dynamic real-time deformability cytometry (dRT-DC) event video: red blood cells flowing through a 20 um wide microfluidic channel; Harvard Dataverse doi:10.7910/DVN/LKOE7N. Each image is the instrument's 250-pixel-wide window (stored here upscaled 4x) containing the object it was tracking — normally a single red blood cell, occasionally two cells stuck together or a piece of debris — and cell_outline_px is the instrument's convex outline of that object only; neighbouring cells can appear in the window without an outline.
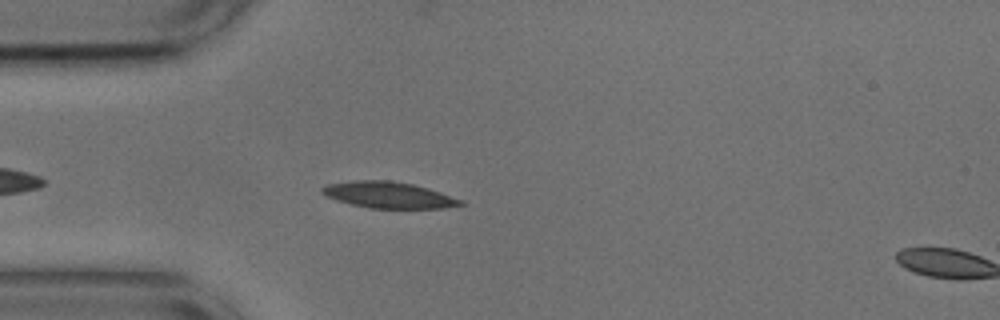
{"species": "common noctule bat (a hibernating species)", "species_latin": "Nyctalus noctula", "temperature_condition": "cold", "stored_images_in_passage": 8, "camera_frame_rate_fps": 3000, "um_per_image_px": 0.085, "animal": {"sex": "male", "body_mass_g": 17.9, "forearm_length_mm": 54.2}, "frame": {"image": 1, "passage_image": 6, "time_ms": 1.667, "image_size_px": [1000, 320], "cell_outline_px": [[464, 204], [444, 208], [368, 208], [336, 200], [320, 192], [320, 188], [328, 184], [356, 180], [388, 180], [412, 184], [428, 188], [464, 200]], "centroid_in_image_um": [33.03, 16.57], "position_along_channel_um": 52.0, "area_um2": 21.1}}